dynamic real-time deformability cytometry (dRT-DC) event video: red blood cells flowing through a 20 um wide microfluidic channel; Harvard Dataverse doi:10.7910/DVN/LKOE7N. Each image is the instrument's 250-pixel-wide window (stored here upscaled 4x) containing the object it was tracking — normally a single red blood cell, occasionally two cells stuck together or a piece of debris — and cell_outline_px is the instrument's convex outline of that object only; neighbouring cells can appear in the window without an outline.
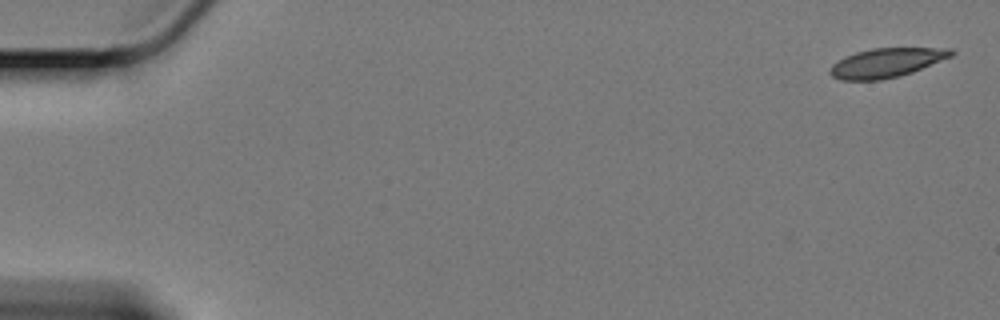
{"species": "Egyptian fruit bat (a non-hibernating species)", "species_latin": "Rousettus aegyptiacus", "temperature_condition": "cold", "stored_images_in_passage": 2, "camera_frame_rate_fps": 3000, "um_per_image_px": 0.085, "animal": {"sex": "female"}, "frame": {"image": 1, "passage_image": 2, "time_ms": 0.333, "image_size_px": [1000, 320], "cell_outline_px": [[956, 52], [952, 56], [912, 72], [900, 76], [880, 80], [840, 80], [832, 76], [828, 72], [828, 68], [832, 64], [844, 56], [856, 52], [872, 48], [952, 48]], "centroid_in_image_um": [75.32, 5.33], "position_along_channel_um": 9.7, "area_um2": 20.75}}